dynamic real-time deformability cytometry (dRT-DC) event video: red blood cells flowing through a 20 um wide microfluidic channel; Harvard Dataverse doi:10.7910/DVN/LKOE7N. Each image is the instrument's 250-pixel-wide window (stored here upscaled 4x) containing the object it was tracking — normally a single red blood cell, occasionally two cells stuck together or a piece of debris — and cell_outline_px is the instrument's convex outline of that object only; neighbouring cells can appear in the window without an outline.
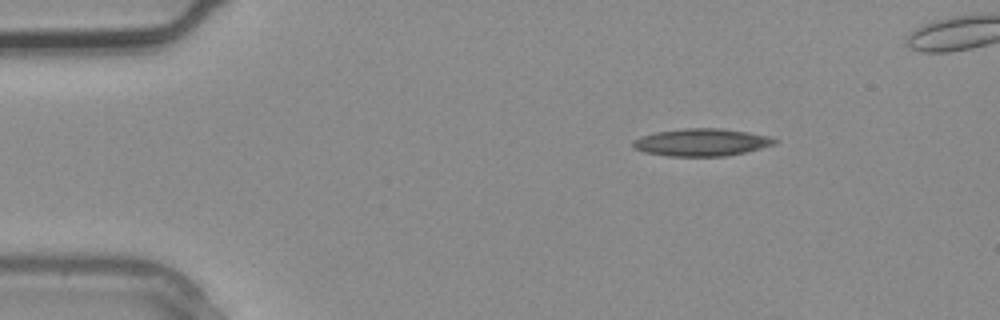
{"species": "common noctule bat (a hibernating species)", "species_latin": "Nyctalus noctula", "temperature_condition": "warm", "stored_images_in_passage": 4, "camera_frame_rate_fps": 3000, "um_per_image_px": 0.085, "animal": {"sex": "male", "body_mass_g": 20.4}, "frame": {"image": 1, "passage_image": 1, "time_ms": 0.0, "image_size_px": [1000, 320], "cell_outline_px": [[780, 140], [776, 144], [744, 152], [724, 156], [668, 156], [644, 152], [632, 148], [632, 140], [640, 136], [656, 132], [684, 128], [720, 128], [748, 132], [768, 136]], "centroid_in_image_um": [59.6, 12.09], "position_along_channel_um": 25.4, "area_um2": 22.72}}